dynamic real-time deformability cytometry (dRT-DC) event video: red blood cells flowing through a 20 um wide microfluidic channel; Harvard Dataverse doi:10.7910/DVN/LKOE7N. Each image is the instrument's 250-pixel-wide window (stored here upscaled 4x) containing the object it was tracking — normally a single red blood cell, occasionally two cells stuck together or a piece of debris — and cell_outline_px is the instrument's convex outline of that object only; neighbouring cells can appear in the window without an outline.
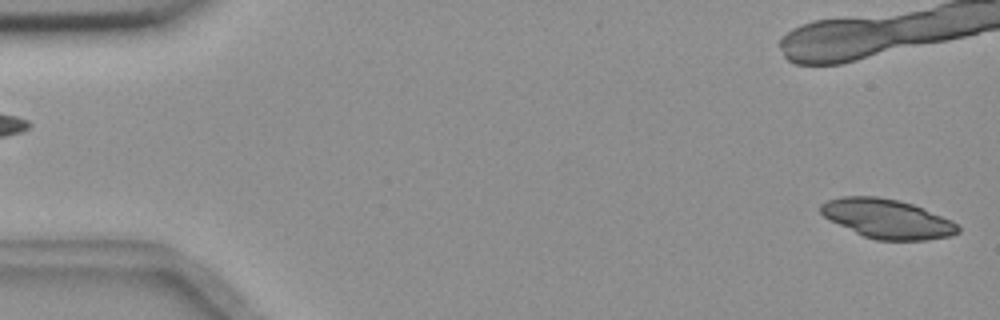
{"species": "common noctule bat (a hibernating species)", "species_latin": "Nyctalus noctula", "temperature_condition": "room temperature", "stored_images_in_passage": 6, "segment_of_instrument_passage": [2, 2], "camera_frame_rate_fps": 3000, "um_per_image_px": 0.085, "animal": {"sex": "female", "body_mass_g": 18.4}, "frame": {"image": 1, "passage_image": 6, "time_ms": 1.667, "image_size_px": [1000, 320], "cell_outline_px": [[960, 232], [948, 236], [924, 240], [876, 240], [864, 236], [828, 220], [820, 212], [820, 204], [828, 200], [840, 196], [876, 196], [900, 200], [912, 204], [952, 220], [960, 228]], "centroid_in_image_um": [75.38, 18.58], "position_along_channel_um": 9.6, "area_um2": 31.33}}